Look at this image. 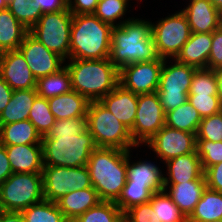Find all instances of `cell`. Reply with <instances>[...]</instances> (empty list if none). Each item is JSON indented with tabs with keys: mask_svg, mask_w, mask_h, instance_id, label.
I'll list each match as a JSON object with an SVG mask.
<instances>
[{
	"mask_svg": "<svg viewBox=\"0 0 222 222\" xmlns=\"http://www.w3.org/2000/svg\"><path fill=\"white\" fill-rule=\"evenodd\" d=\"M164 186L165 190L169 187L167 194L186 218L191 215L207 187L205 179H196L182 183H164Z\"/></svg>",
	"mask_w": 222,
	"mask_h": 222,
	"instance_id": "cell-21",
	"label": "cell"
},
{
	"mask_svg": "<svg viewBox=\"0 0 222 222\" xmlns=\"http://www.w3.org/2000/svg\"><path fill=\"white\" fill-rule=\"evenodd\" d=\"M13 173H42V144L4 145Z\"/></svg>",
	"mask_w": 222,
	"mask_h": 222,
	"instance_id": "cell-18",
	"label": "cell"
},
{
	"mask_svg": "<svg viewBox=\"0 0 222 222\" xmlns=\"http://www.w3.org/2000/svg\"><path fill=\"white\" fill-rule=\"evenodd\" d=\"M86 166L100 199L116 202L127 181V151L96 147Z\"/></svg>",
	"mask_w": 222,
	"mask_h": 222,
	"instance_id": "cell-3",
	"label": "cell"
},
{
	"mask_svg": "<svg viewBox=\"0 0 222 222\" xmlns=\"http://www.w3.org/2000/svg\"><path fill=\"white\" fill-rule=\"evenodd\" d=\"M8 8V0H0V10Z\"/></svg>",
	"mask_w": 222,
	"mask_h": 222,
	"instance_id": "cell-53",
	"label": "cell"
},
{
	"mask_svg": "<svg viewBox=\"0 0 222 222\" xmlns=\"http://www.w3.org/2000/svg\"><path fill=\"white\" fill-rule=\"evenodd\" d=\"M86 116L87 129L96 147L131 151V147L138 146L132 139L130 129L99 101L89 102Z\"/></svg>",
	"mask_w": 222,
	"mask_h": 222,
	"instance_id": "cell-6",
	"label": "cell"
},
{
	"mask_svg": "<svg viewBox=\"0 0 222 222\" xmlns=\"http://www.w3.org/2000/svg\"><path fill=\"white\" fill-rule=\"evenodd\" d=\"M71 90V77L65 65L60 71L38 78L36 82L38 96L45 99L68 93Z\"/></svg>",
	"mask_w": 222,
	"mask_h": 222,
	"instance_id": "cell-31",
	"label": "cell"
},
{
	"mask_svg": "<svg viewBox=\"0 0 222 222\" xmlns=\"http://www.w3.org/2000/svg\"><path fill=\"white\" fill-rule=\"evenodd\" d=\"M181 11L186 15L191 33H213L222 25V14L210 0H190Z\"/></svg>",
	"mask_w": 222,
	"mask_h": 222,
	"instance_id": "cell-17",
	"label": "cell"
},
{
	"mask_svg": "<svg viewBox=\"0 0 222 222\" xmlns=\"http://www.w3.org/2000/svg\"><path fill=\"white\" fill-rule=\"evenodd\" d=\"M130 151H127V181L133 184L147 185L154 193L165 190L164 174L160 168L150 161L130 163Z\"/></svg>",
	"mask_w": 222,
	"mask_h": 222,
	"instance_id": "cell-24",
	"label": "cell"
},
{
	"mask_svg": "<svg viewBox=\"0 0 222 222\" xmlns=\"http://www.w3.org/2000/svg\"><path fill=\"white\" fill-rule=\"evenodd\" d=\"M28 120L35 126V129L42 137L47 135L55 123V118L47 99L40 96L35 98Z\"/></svg>",
	"mask_w": 222,
	"mask_h": 222,
	"instance_id": "cell-35",
	"label": "cell"
},
{
	"mask_svg": "<svg viewBox=\"0 0 222 222\" xmlns=\"http://www.w3.org/2000/svg\"><path fill=\"white\" fill-rule=\"evenodd\" d=\"M99 0H68V9L73 15L94 14Z\"/></svg>",
	"mask_w": 222,
	"mask_h": 222,
	"instance_id": "cell-46",
	"label": "cell"
},
{
	"mask_svg": "<svg viewBox=\"0 0 222 222\" xmlns=\"http://www.w3.org/2000/svg\"><path fill=\"white\" fill-rule=\"evenodd\" d=\"M201 120L198 111L188 101L165 113V125L194 134L197 133Z\"/></svg>",
	"mask_w": 222,
	"mask_h": 222,
	"instance_id": "cell-30",
	"label": "cell"
},
{
	"mask_svg": "<svg viewBox=\"0 0 222 222\" xmlns=\"http://www.w3.org/2000/svg\"><path fill=\"white\" fill-rule=\"evenodd\" d=\"M137 100V94L119 84L99 102L131 130L135 122Z\"/></svg>",
	"mask_w": 222,
	"mask_h": 222,
	"instance_id": "cell-19",
	"label": "cell"
},
{
	"mask_svg": "<svg viewBox=\"0 0 222 222\" xmlns=\"http://www.w3.org/2000/svg\"><path fill=\"white\" fill-rule=\"evenodd\" d=\"M213 5L219 10V12L222 14V0H210Z\"/></svg>",
	"mask_w": 222,
	"mask_h": 222,
	"instance_id": "cell-52",
	"label": "cell"
},
{
	"mask_svg": "<svg viewBox=\"0 0 222 222\" xmlns=\"http://www.w3.org/2000/svg\"><path fill=\"white\" fill-rule=\"evenodd\" d=\"M188 102L202 118L214 115L222 110L219 96L188 95Z\"/></svg>",
	"mask_w": 222,
	"mask_h": 222,
	"instance_id": "cell-42",
	"label": "cell"
},
{
	"mask_svg": "<svg viewBox=\"0 0 222 222\" xmlns=\"http://www.w3.org/2000/svg\"><path fill=\"white\" fill-rule=\"evenodd\" d=\"M222 219V192L206 187L187 221H213Z\"/></svg>",
	"mask_w": 222,
	"mask_h": 222,
	"instance_id": "cell-29",
	"label": "cell"
},
{
	"mask_svg": "<svg viewBox=\"0 0 222 222\" xmlns=\"http://www.w3.org/2000/svg\"><path fill=\"white\" fill-rule=\"evenodd\" d=\"M0 75L13 91L36 89L37 80L19 50L4 52L0 62Z\"/></svg>",
	"mask_w": 222,
	"mask_h": 222,
	"instance_id": "cell-16",
	"label": "cell"
},
{
	"mask_svg": "<svg viewBox=\"0 0 222 222\" xmlns=\"http://www.w3.org/2000/svg\"><path fill=\"white\" fill-rule=\"evenodd\" d=\"M204 177L207 188L222 192V162L205 169Z\"/></svg>",
	"mask_w": 222,
	"mask_h": 222,
	"instance_id": "cell-45",
	"label": "cell"
},
{
	"mask_svg": "<svg viewBox=\"0 0 222 222\" xmlns=\"http://www.w3.org/2000/svg\"><path fill=\"white\" fill-rule=\"evenodd\" d=\"M196 151L200 157L203 171L222 162V141L197 140Z\"/></svg>",
	"mask_w": 222,
	"mask_h": 222,
	"instance_id": "cell-41",
	"label": "cell"
},
{
	"mask_svg": "<svg viewBox=\"0 0 222 222\" xmlns=\"http://www.w3.org/2000/svg\"><path fill=\"white\" fill-rule=\"evenodd\" d=\"M167 192V190L155 192L149 200L157 215V220L161 222H187V218L180 212Z\"/></svg>",
	"mask_w": 222,
	"mask_h": 222,
	"instance_id": "cell-32",
	"label": "cell"
},
{
	"mask_svg": "<svg viewBox=\"0 0 222 222\" xmlns=\"http://www.w3.org/2000/svg\"><path fill=\"white\" fill-rule=\"evenodd\" d=\"M13 90L11 87L3 80L0 75V114L5 109L7 104L9 103Z\"/></svg>",
	"mask_w": 222,
	"mask_h": 222,
	"instance_id": "cell-49",
	"label": "cell"
},
{
	"mask_svg": "<svg viewBox=\"0 0 222 222\" xmlns=\"http://www.w3.org/2000/svg\"><path fill=\"white\" fill-rule=\"evenodd\" d=\"M164 59L126 65L119 69V84L134 94L157 92Z\"/></svg>",
	"mask_w": 222,
	"mask_h": 222,
	"instance_id": "cell-13",
	"label": "cell"
},
{
	"mask_svg": "<svg viewBox=\"0 0 222 222\" xmlns=\"http://www.w3.org/2000/svg\"><path fill=\"white\" fill-rule=\"evenodd\" d=\"M42 136L27 119L10 124H0V143L2 145L42 144Z\"/></svg>",
	"mask_w": 222,
	"mask_h": 222,
	"instance_id": "cell-28",
	"label": "cell"
},
{
	"mask_svg": "<svg viewBox=\"0 0 222 222\" xmlns=\"http://www.w3.org/2000/svg\"><path fill=\"white\" fill-rule=\"evenodd\" d=\"M0 222H25L21 212L0 210Z\"/></svg>",
	"mask_w": 222,
	"mask_h": 222,
	"instance_id": "cell-50",
	"label": "cell"
},
{
	"mask_svg": "<svg viewBox=\"0 0 222 222\" xmlns=\"http://www.w3.org/2000/svg\"><path fill=\"white\" fill-rule=\"evenodd\" d=\"M18 50L22 53L33 76L36 78L48 76L60 71L65 59L57 53L48 50L38 39L28 32Z\"/></svg>",
	"mask_w": 222,
	"mask_h": 222,
	"instance_id": "cell-15",
	"label": "cell"
},
{
	"mask_svg": "<svg viewBox=\"0 0 222 222\" xmlns=\"http://www.w3.org/2000/svg\"><path fill=\"white\" fill-rule=\"evenodd\" d=\"M65 222H78V220L77 219H66Z\"/></svg>",
	"mask_w": 222,
	"mask_h": 222,
	"instance_id": "cell-55",
	"label": "cell"
},
{
	"mask_svg": "<svg viewBox=\"0 0 222 222\" xmlns=\"http://www.w3.org/2000/svg\"><path fill=\"white\" fill-rule=\"evenodd\" d=\"M154 192L147 185L133 184V181H126L122 193L116 205L124 213L134 205L149 202Z\"/></svg>",
	"mask_w": 222,
	"mask_h": 222,
	"instance_id": "cell-36",
	"label": "cell"
},
{
	"mask_svg": "<svg viewBox=\"0 0 222 222\" xmlns=\"http://www.w3.org/2000/svg\"><path fill=\"white\" fill-rule=\"evenodd\" d=\"M78 222H124V213L113 201H101L77 218Z\"/></svg>",
	"mask_w": 222,
	"mask_h": 222,
	"instance_id": "cell-34",
	"label": "cell"
},
{
	"mask_svg": "<svg viewBox=\"0 0 222 222\" xmlns=\"http://www.w3.org/2000/svg\"><path fill=\"white\" fill-rule=\"evenodd\" d=\"M129 0H99L94 15L98 17L102 22L110 24L112 27L120 26L126 20L115 22L117 19H122ZM116 24V25H115Z\"/></svg>",
	"mask_w": 222,
	"mask_h": 222,
	"instance_id": "cell-37",
	"label": "cell"
},
{
	"mask_svg": "<svg viewBox=\"0 0 222 222\" xmlns=\"http://www.w3.org/2000/svg\"><path fill=\"white\" fill-rule=\"evenodd\" d=\"M44 199L56 202L73 190L92 187L87 166H44L42 170Z\"/></svg>",
	"mask_w": 222,
	"mask_h": 222,
	"instance_id": "cell-11",
	"label": "cell"
},
{
	"mask_svg": "<svg viewBox=\"0 0 222 222\" xmlns=\"http://www.w3.org/2000/svg\"><path fill=\"white\" fill-rule=\"evenodd\" d=\"M167 61L164 59L157 90L164 113L188 101L193 74L197 70L175 59L173 65H166Z\"/></svg>",
	"mask_w": 222,
	"mask_h": 222,
	"instance_id": "cell-9",
	"label": "cell"
},
{
	"mask_svg": "<svg viewBox=\"0 0 222 222\" xmlns=\"http://www.w3.org/2000/svg\"><path fill=\"white\" fill-rule=\"evenodd\" d=\"M47 100L55 120L79 118L87 114L89 101L74 90Z\"/></svg>",
	"mask_w": 222,
	"mask_h": 222,
	"instance_id": "cell-25",
	"label": "cell"
},
{
	"mask_svg": "<svg viewBox=\"0 0 222 222\" xmlns=\"http://www.w3.org/2000/svg\"><path fill=\"white\" fill-rule=\"evenodd\" d=\"M212 47V33H191L175 60L196 69H205Z\"/></svg>",
	"mask_w": 222,
	"mask_h": 222,
	"instance_id": "cell-20",
	"label": "cell"
},
{
	"mask_svg": "<svg viewBox=\"0 0 222 222\" xmlns=\"http://www.w3.org/2000/svg\"><path fill=\"white\" fill-rule=\"evenodd\" d=\"M4 52L1 50L0 48V62H1V59H2V56H3Z\"/></svg>",
	"mask_w": 222,
	"mask_h": 222,
	"instance_id": "cell-56",
	"label": "cell"
},
{
	"mask_svg": "<svg viewBox=\"0 0 222 222\" xmlns=\"http://www.w3.org/2000/svg\"><path fill=\"white\" fill-rule=\"evenodd\" d=\"M102 200L92 186L73 190L56 201L58 208L66 219H77L88 209L97 206Z\"/></svg>",
	"mask_w": 222,
	"mask_h": 222,
	"instance_id": "cell-23",
	"label": "cell"
},
{
	"mask_svg": "<svg viewBox=\"0 0 222 222\" xmlns=\"http://www.w3.org/2000/svg\"><path fill=\"white\" fill-rule=\"evenodd\" d=\"M28 32L8 8L0 10V48L3 52L18 50Z\"/></svg>",
	"mask_w": 222,
	"mask_h": 222,
	"instance_id": "cell-27",
	"label": "cell"
},
{
	"mask_svg": "<svg viewBox=\"0 0 222 222\" xmlns=\"http://www.w3.org/2000/svg\"><path fill=\"white\" fill-rule=\"evenodd\" d=\"M187 222H222V219L213 220V221H187Z\"/></svg>",
	"mask_w": 222,
	"mask_h": 222,
	"instance_id": "cell-54",
	"label": "cell"
},
{
	"mask_svg": "<svg viewBox=\"0 0 222 222\" xmlns=\"http://www.w3.org/2000/svg\"><path fill=\"white\" fill-rule=\"evenodd\" d=\"M41 143L44 166H86L91 152L96 148L87 129V116L55 120Z\"/></svg>",
	"mask_w": 222,
	"mask_h": 222,
	"instance_id": "cell-1",
	"label": "cell"
},
{
	"mask_svg": "<svg viewBox=\"0 0 222 222\" xmlns=\"http://www.w3.org/2000/svg\"><path fill=\"white\" fill-rule=\"evenodd\" d=\"M13 173L6 147L0 143V184L3 183Z\"/></svg>",
	"mask_w": 222,
	"mask_h": 222,
	"instance_id": "cell-48",
	"label": "cell"
},
{
	"mask_svg": "<svg viewBox=\"0 0 222 222\" xmlns=\"http://www.w3.org/2000/svg\"><path fill=\"white\" fill-rule=\"evenodd\" d=\"M72 90L84 96L89 102L100 101L119 85V69L109 58L70 59L66 64Z\"/></svg>",
	"mask_w": 222,
	"mask_h": 222,
	"instance_id": "cell-4",
	"label": "cell"
},
{
	"mask_svg": "<svg viewBox=\"0 0 222 222\" xmlns=\"http://www.w3.org/2000/svg\"><path fill=\"white\" fill-rule=\"evenodd\" d=\"M167 174L164 183H182L196 179H205L201 160L197 152L184 154L166 162Z\"/></svg>",
	"mask_w": 222,
	"mask_h": 222,
	"instance_id": "cell-22",
	"label": "cell"
},
{
	"mask_svg": "<svg viewBox=\"0 0 222 222\" xmlns=\"http://www.w3.org/2000/svg\"><path fill=\"white\" fill-rule=\"evenodd\" d=\"M214 73L216 76L218 96H219L220 101L222 103V67L215 69Z\"/></svg>",
	"mask_w": 222,
	"mask_h": 222,
	"instance_id": "cell-51",
	"label": "cell"
},
{
	"mask_svg": "<svg viewBox=\"0 0 222 222\" xmlns=\"http://www.w3.org/2000/svg\"><path fill=\"white\" fill-rule=\"evenodd\" d=\"M112 28L94 14L73 15L70 59L109 58Z\"/></svg>",
	"mask_w": 222,
	"mask_h": 222,
	"instance_id": "cell-5",
	"label": "cell"
},
{
	"mask_svg": "<svg viewBox=\"0 0 222 222\" xmlns=\"http://www.w3.org/2000/svg\"><path fill=\"white\" fill-rule=\"evenodd\" d=\"M124 222H161L149 202L134 205L124 212Z\"/></svg>",
	"mask_w": 222,
	"mask_h": 222,
	"instance_id": "cell-43",
	"label": "cell"
},
{
	"mask_svg": "<svg viewBox=\"0 0 222 222\" xmlns=\"http://www.w3.org/2000/svg\"><path fill=\"white\" fill-rule=\"evenodd\" d=\"M151 34L159 58L175 59L190 38L191 30L186 15L180 10L156 24L151 22Z\"/></svg>",
	"mask_w": 222,
	"mask_h": 222,
	"instance_id": "cell-10",
	"label": "cell"
},
{
	"mask_svg": "<svg viewBox=\"0 0 222 222\" xmlns=\"http://www.w3.org/2000/svg\"><path fill=\"white\" fill-rule=\"evenodd\" d=\"M165 125V113L157 92L138 95L133 128V141L138 145L149 141Z\"/></svg>",
	"mask_w": 222,
	"mask_h": 222,
	"instance_id": "cell-12",
	"label": "cell"
},
{
	"mask_svg": "<svg viewBox=\"0 0 222 222\" xmlns=\"http://www.w3.org/2000/svg\"><path fill=\"white\" fill-rule=\"evenodd\" d=\"M42 200V173H12L0 184V210L22 212Z\"/></svg>",
	"mask_w": 222,
	"mask_h": 222,
	"instance_id": "cell-7",
	"label": "cell"
},
{
	"mask_svg": "<svg viewBox=\"0 0 222 222\" xmlns=\"http://www.w3.org/2000/svg\"><path fill=\"white\" fill-rule=\"evenodd\" d=\"M22 216L25 222H65L62 211L56 202L42 200L23 210Z\"/></svg>",
	"mask_w": 222,
	"mask_h": 222,
	"instance_id": "cell-33",
	"label": "cell"
},
{
	"mask_svg": "<svg viewBox=\"0 0 222 222\" xmlns=\"http://www.w3.org/2000/svg\"><path fill=\"white\" fill-rule=\"evenodd\" d=\"M37 96L36 89L14 90L9 103L0 114V124L27 120Z\"/></svg>",
	"mask_w": 222,
	"mask_h": 222,
	"instance_id": "cell-26",
	"label": "cell"
},
{
	"mask_svg": "<svg viewBox=\"0 0 222 222\" xmlns=\"http://www.w3.org/2000/svg\"><path fill=\"white\" fill-rule=\"evenodd\" d=\"M162 161L190 154L196 151V134L177 130L164 125L149 141L145 143Z\"/></svg>",
	"mask_w": 222,
	"mask_h": 222,
	"instance_id": "cell-14",
	"label": "cell"
},
{
	"mask_svg": "<svg viewBox=\"0 0 222 222\" xmlns=\"http://www.w3.org/2000/svg\"><path fill=\"white\" fill-rule=\"evenodd\" d=\"M72 19L69 9L44 13L29 32L48 50L70 59Z\"/></svg>",
	"mask_w": 222,
	"mask_h": 222,
	"instance_id": "cell-8",
	"label": "cell"
},
{
	"mask_svg": "<svg viewBox=\"0 0 222 222\" xmlns=\"http://www.w3.org/2000/svg\"><path fill=\"white\" fill-rule=\"evenodd\" d=\"M159 58L151 34V22L128 18L112 28L110 62L118 69Z\"/></svg>",
	"mask_w": 222,
	"mask_h": 222,
	"instance_id": "cell-2",
	"label": "cell"
},
{
	"mask_svg": "<svg viewBox=\"0 0 222 222\" xmlns=\"http://www.w3.org/2000/svg\"><path fill=\"white\" fill-rule=\"evenodd\" d=\"M33 0H8V9L13 16L30 30L40 19L42 13L36 10Z\"/></svg>",
	"mask_w": 222,
	"mask_h": 222,
	"instance_id": "cell-38",
	"label": "cell"
},
{
	"mask_svg": "<svg viewBox=\"0 0 222 222\" xmlns=\"http://www.w3.org/2000/svg\"><path fill=\"white\" fill-rule=\"evenodd\" d=\"M42 14L68 9V0H33Z\"/></svg>",
	"mask_w": 222,
	"mask_h": 222,
	"instance_id": "cell-47",
	"label": "cell"
},
{
	"mask_svg": "<svg viewBox=\"0 0 222 222\" xmlns=\"http://www.w3.org/2000/svg\"><path fill=\"white\" fill-rule=\"evenodd\" d=\"M196 140L222 141V110L202 118L196 133Z\"/></svg>",
	"mask_w": 222,
	"mask_h": 222,
	"instance_id": "cell-40",
	"label": "cell"
},
{
	"mask_svg": "<svg viewBox=\"0 0 222 222\" xmlns=\"http://www.w3.org/2000/svg\"><path fill=\"white\" fill-rule=\"evenodd\" d=\"M188 95L218 96L214 70L197 69L193 74Z\"/></svg>",
	"mask_w": 222,
	"mask_h": 222,
	"instance_id": "cell-39",
	"label": "cell"
},
{
	"mask_svg": "<svg viewBox=\"0 0 222 222\" xmlns=\"http://www.w3.org/2000/svg\"><path fill=\"white\" fill-rule=\"evenodd\" d=\"M219 67H222V25L212 33L207 69L215 70Z\"/></svg>",
	"mask_w": 222,
	"mask_h": 222,
	"instance_id": "cell-44",
	"label": "cell"
}]
</instances>
